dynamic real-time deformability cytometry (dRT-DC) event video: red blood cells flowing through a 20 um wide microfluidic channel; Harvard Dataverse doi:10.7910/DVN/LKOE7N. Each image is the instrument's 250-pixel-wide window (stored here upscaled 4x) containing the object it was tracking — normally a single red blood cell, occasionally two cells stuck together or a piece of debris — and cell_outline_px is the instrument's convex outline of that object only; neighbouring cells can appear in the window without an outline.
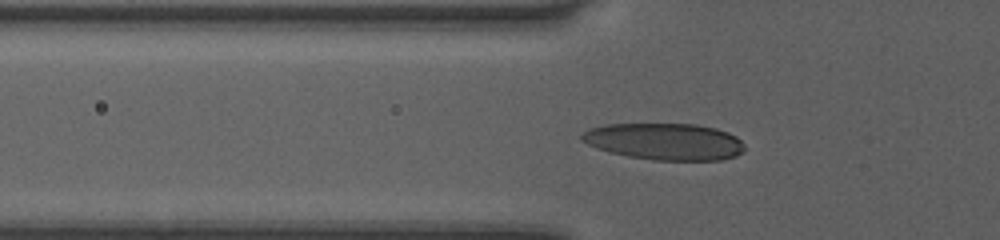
{"species": "human", "species_latin": "Homo sapiens", "temperature_condition": "room temperature", "stored_images_in_passage": 41, "camera_frame_rate_fps": 3000, "um_per_image_px": 0.085, "donor": {"sex": "female"}, "frame": {"image": 1, "passage_image": 8, "time_ms": 2.333, "image_size_px": [1000, 240], "cell_outline_px": [[744, 152], [736, 156], [720, 160], [652, 160], [628, 156], [608, 152], [596, 148], [580, 140], [580, 136], [588, 128], [608, 124], [696, 124], [716, 128], [728, 132], [736, 136], [744, 144]], "centroid_in_image_um": [56.5, 12.03], "position_along_channel_um": 69.3, "area_um2": 35.08}}
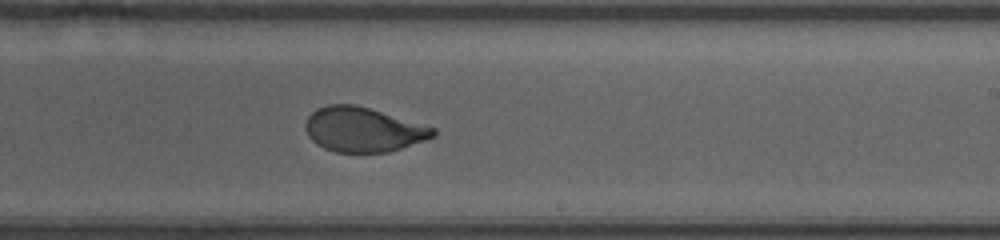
{"frame": {"image": 2, "passage_image": 22, "time_ms": 7.0, "image_size_px": [1000, 240], "cell_outline_px": [[436, 136], [388, 152], [336, 152], [324, 148], [316, 144], [308, 136], [304, 128], [304, 124], [308, 116], [316, 108], [328, 104], [356, 104], [436, 128]], "centroid_in_image_um": [30.83, 11.0], "position_along_channel_um": 258.2, "area_um2": 33.18}}
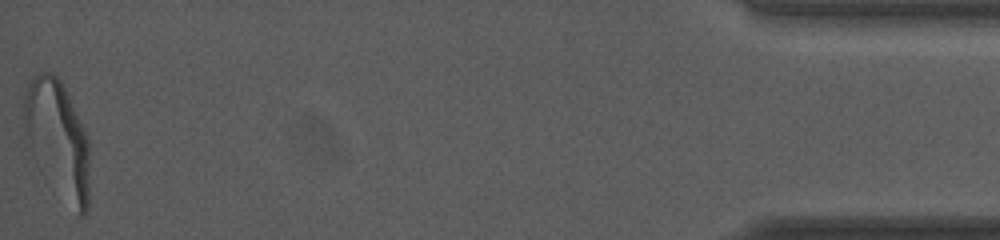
{"frame": {"image": 3, "passage_image": 41, "time_ms": 13.333, "image_size_px": [1000, 240], "cell_outline_px": [[88, 212], [84, 216], [80, 216], [24, 144], [20, 136], [20, 112], [24, 92], [28, 80], [36, 72], [52, 72], [60, 80], [88, 136]], "centroid_in_image_um": [4.79, 11.66], "position_along_channel_um": 430.4, "area_um2": 44.91}, "authors_computed_cell_mechanics": {"area_um2": 34.68, "velocity_mm_per_s": 4.0677, "shape_relaxation_time_tau1_ms": 4.4262, "shape_relaxation_time_tau2_ms": null, "deformation_change_tau1": 0.2029, "deformation_change_tau2": null}}